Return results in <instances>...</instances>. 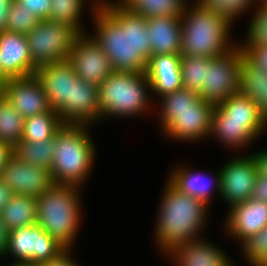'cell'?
I'll list each match as a JSON object with an SVG mask.
<instances>
[{"label":"cell","instance_id":"obj_36","mask_svg":"<svg viewBox=\"0 0 267 266\" xmlns=\"http://www.w3.org/2000/svg\"><path fill=\"white\" fill-rule=\"evenodd\" d=\"M200 6L226 16L231 22L244 13L255 0H197Z\"/></svg>","mask_w":267,"mask_h":266},{"label":"cell","instance_id":"obj_5","mask_svg":"<svg viewBox=\"0 0 267 266\" xmlns=\"http://www.w3.org/2000/svg\"><path fill=\"white\" fill-rule=\"evenodd\" d=\"M79 186L53 184L36 198V224L70 250L80 221Z\"/></svg>","mask_w":267,"mask_h":266},{"label":"cell","instance_id":"obj_48","mask_svg":"<svg viewBox=\"0 0 267 266\" xmlns=\"http://www.w3.org/2000/svg\"><path fill=\"white\" fill-rule=\"evenodd\" d=\"M6 266H32L31 264H27V263H15L12 262V264H8Z\"/></svg>","mask_w":267,"mask_h":266},{"label":"cell","instance_id":"obj_25","mask_svg":"<svg viewBox=\"0 0 267 266\" xmlns=\"http://www.w3.org/2000/svg\"><path fill=\"white\" fill-rule=\"evenodd\" d=\"M169 183L179 192L184 193L190 197L203 201L207 206L210 205L211 199V185L207 174H197L187 168H177L176 171H171ZM207 176V177H206ZM209 181H208V180Z\"/></svg>","mask_w":267,"mask_h":266},{"label":"cell","instance_id":"obj_6","mask_svg":"<svg viewBox=\"0 0 267 266\" xmlns=\"http://www.w3.org/2000/svg\"><path fill=\"white\" fill-rule=\"evenodd\" d=\"M148 91L150 93L151 88L146 72L113 71L98 86L101 118L142 114L151 102Z\"/></svg>","mask_w":267,"mask_h":266},{"label":"cell","instance_id":"obj_10","mask_svg":"<svg viewBox=\"0 0 267 266\" xmlns=\"http://www.w3.org/2000/svg\"><path fill=\"white\" fill-rule=\"evenodd\" d=\"M34 75L48 97L49 104L64 124H71L72 83L78 78L68 60L39 66Z\"/></svg>","mask_w":267,"mask_h":266},{"label":"cell","instance_id":"obj_2","mask_svg":"<svg viewBox=\"0 0 267 266\" xmlns=\"http://www.w3.org/2000/svg\"><path fill=\"white\" fill-rule=\"evenodd\" d=\"M163 193L155 238L159 248L169 253L179 245L200 237L208 208L203 201L179 192L169 182Z\"/></svg>","mask_w":267,"mask_h":266},{"label":"cell","instance_id":"obj_45","mask_svg":"<svg viewBox=\"0 0 267 266\" xmlns=\"http://www.w3.org/2000/svg\"><path fill=\"white\" fill-rule=\"evenodd\" d=\"M13 0H0V33L6 31L7 13Z\"/></svg>","mask_w":267,"mask_h":266},{"label":"cell","instance_id":"obj_29","mask_svg":"<svg viewBox=\"0 0 267 266\" xmlns=\"http://www.w3.org/2000/svg\"><path fill=\"white\" fill-rule=\"evenodd\" d=\"M55 148V137L42 143L21 140L13 147V154L20 160L26 161L31 165L50 170Z\"/></svg>","mask_w":267,"mask_h":266},{"label":"cell","instance_id":"obj_15","mask_svg":"<svg viewBox=\"0 0 267 266\" xmlns=\"http://www.w3.org/2000/svg\"><path fill=\"white\" fill-rule=\"evenodd\" d=\"M1 93L24 119L52 110L35 75L7 79Z\"/></svg>","mask_w":267,"mask_h":266},{"label":"cell","instance_id":"obj_34","mask_svg":"<svg viewBox=\"0 0 267 266\" xmlns=\"http://www.w3.org/2000/svg\"><path fill=\"white\" fill-rule=\"evenodd\" d=\"M241 244L250 266H264L267 263V226Z\"/></svg>","mask_w":267,"mask_h":266},{"label":"cell","instance_id":"obj_20","mask_svg":"<svg viewBox=\"0 0 267 266\" xmlns=\"http://www.w3.org/2000/svg\"><path fill=\"white\" fill-rule=\"evenodd\" d=\"M180 59L173 54L151 56L146 69L151 92L161 97L183 88Z\"/></svg>","mask_w":267,"mask_h":266},{"label":"cell","instance_id":"obj_39","mask_svg":"<svg viewBox=\"0 0 267 266\" xmlns=\"http://www.w3.org/2000/svg\"><path fill=\"white\" fill-rule=\"evenodd\" d=\"M20 5L24 6L25 9L34 13L37 18L42 20H48L49 11L51 7V0H15Z\"/></svg>","mask_w":267,"mask_h":266},{"label":"cell","instance_id":"obj_8","mask_svg":"<svg viewBox=\"0 0 267 266\" xmlns=\"http://www.w3.org/2000/svg\"><path fill=\"white\" fill-rule=\"evenodd\" d=\"M67 249L38 224L23 226L9 232L4 255H14L15 263L37 266L56 259Z\"/></svg>","mask_w":267,"mask_h":266},{"label":"cell","instance_id":"obj_49","mask_svg":"<svg viewBox=\"0 0 267 266\" xmlns=\"http://www.w3.org/2000/svg\"><path fill=\"white\" fill-rule=\"evenodd\" d=\"M255 1H259L258 3H260L259 5H267V0H255Z\"/></svg>","mask_w":267,"mask_h":266},{"label":"cell","instance_id":"obj_13","mask_svg":"<svg viewBox=\"0 0 267 266\" xmlns=\"http://www.w3.org/2000/svg\"><path fill=\"white\" fill-rule=\"evenodd\" d=\"M85 33L76 39L68 61L78 78L99 86L113 70L103 49Z\"/></svg>","mask_w":267,"mask_h":266},{"label":"cell","instance_id":"obj_18","mask_svg":"<svg viewBox=\"0 0 267 266\" xmlns=\"http://www.w3.org/2000/svg\"><path fill=\"white\" fill-rule=\"evenodd\" d=\"M214 112L224 122L244 123L257 137L267 126V118L250 98L240 92L215 105Z\"/></svg>","mask_w":267,"mask_h":266},{"label":"cell","instance_id":"obj_47","mask_svg":"<svg viewBox=\"0 0 267 266\" xmlns=\"http://www.w3.org/2000/svg\"><path fill=\"white\" fill-rule=\"evenodd\" d=\"M6 81H7V79L0 72V89L3 88V86L5 85Z\"/></svg>","mask_w":267,"mask_h":266},{"label":"cell","instance_id":"obj_27","mask_svg":"<svg viewBox=\"0 0 267 266\" xmlns=\"http://www.w3.org/2000/svg\"><path fill=\"white\" fill-rule=\"evenodd\" d=\"M64 125L55 110L28 117L24 121V130L21 140L33 143H42L55 137L58 130Z\"/></svg>","mask_w":267,"mask_h":266},{"label":"cell","instance_id":"obj_19","mask_svg":"<svg viewBox=\"0 0 267 266\" xmlns=\"http://www.w3.org/2000/svg\"><path fill=\"white\" fill-rule=\"evenodd\" d=\"M146 32L154 55H181V17H152L147 19Z\"/></svg>","mask_w":267,"mask_h":266},{"label":"cell","instance_id":"obj_3","mask_svg":"<svg viewBox=\"0 0 267 266\" xmlns=\"http://www.w3.org/2000/svg\"><path fill=\"white\" fill-rule=\"evenodd\" d=\"M194 4H187L181 16V56L214 58L232 50L235 46L229 43L228 37L232 22L196 1Z\"/></svg>","mask_w":267,"mask_h":266},{"label":"cell","instance_id":"obj_21","mask_svg":"<svg viewBox=\"0 0 267 266\" xmlns=\"http://www.w3.org/2000/svg\"><path fill=\"white\" fill-rule=\"evenodd\" d=\"M167 254L177 260V266H234L215 244L201 239L181 244Z\"/></svg>","mask_w":267,"mask_h":266},{"label":"cell","instance_id":"obj_11","mask_svg":"<svg viewBox=\"0 0 267 266\" xmlns=\"http://www.w3.org/2000/svg\"><path fill=\"white\" fill-rule=\"evenodd\" d=\"M214 108L215 104L201 99L188 110L160 112L161 128L172 139L198 141L211 135Z\"/></svg>","mask_w":267,"mask_h":266},{"label":"cell","instance_id":"obj_33","mask_svg":"<svg viewBox=\"0 0 267 266\" xmlns=\"http://www.w3.org/2000/svg\"><path fill=\"white\" fill-rule=\"evenodd\" d=\"M40 20L34 13H31L24 6L12 1L7 13L6 31L27 35L32 31Z\"/></svg>","mask_w":267,"mask_h":266},{"label":"cell","instance_id":"obj_14","mask_svg":"<svg viewBox=\"0 0 267 266\" xmlns=\"http://www.w3.org/2000/svg\"><path fill=\"white\" fill-rule=\"evenodd\" d=\"M0 178L13 194L38 198L53 184L50 170L31 165L14 154L3 168Z\"/></svg>","mask_w":267,"mask_h":266},{"label":"cell","instance_id":"obj_7","mask_svg":"<svg viewBox=\"0 0 267 266\" xmlns=\"http://www.w3.org/2000/svg\"><path fill=\"white\" fill-rule=\"evenodd\" d=\"M81 34L72 26L42 20L27 35L32 63L39 66L68 60L71 48Z\"/></svg>","mask_w":267,"mask_h":266},{"label":"cell","instance_id":"obj_46","mask_svg":"<svg viewBox=\"0 0 267 266\" xmlns=\"http://www.w3.org/2000/svg\"><path fill=\"white\" fill-rule=\"evenodd\" d=\"M9 232H10L9 229L3 223V221L0 217V256H3V254L7 248Z\"/></svg>","mask_w":267,"mask_h":266},{"label":"cell","instance_id":"obj_4","mask_svg":"<svg viewBox=\"0 0 267 266\" xmlns=\"http://www.w3.org/2000/svg\"><path fill=\"white\" fill-rule=\"evenodd\" d=\"M87 124H64L55 134L56 148L50 168L54 184L81 186L95 159Z\"/></svg>","mask_w":267,"mask_h":266},{"label":"cell","instance_id":"obj_35","mask_svg":"<svg viewBox=\"0 0 267 266\" xmlns=\"http://www.w3.org/2000/svg\"><path fill=\"white\" fill-rule=\"evenodd\" d=\"M161 98V112L184 111L194 107L202 98L194 91L180 89Z\"/></svg>","mask_w":267,"mask_h":266},{"label":"cell","instance_id":"obj_23","mask_svg":"<svg viewBox=\"0 0 267 266\" xmlns=\"http://www.w3.org/2000/svg\"><path fill=\"white\" fill-rule=\"evenodd\" d=\"M239 92L250 98L267 118V72L254 67L244 56L240 66Z\"/></svg>","mask_w":267,"mask_h":266},{"label":"cell","instance_id":"obj_37","mask_svg":"<svg viewBox=\"0 0 267 266\" xmlns=\"http://www.w3.org/2000/svg\"><path fill=\"white\" fill-rule=\"evenodd\" d=\"M257 6L243 45H267V5Z\"/></svg>","mask_w":267,"mask_h":266},{"label":"cell","instance_id":"obj_32","mask_svg":"<svg viewBox=\"0 0 267 266\" xmlns=\"http://www.w3.org/2000/svg\"><path fill=\"white\" fill-rule=\"evenodd\" d=\"M85 0H51L48 20L74 27L83 34L81 14Z\"/></svg>","mask_w":267,"mask_h":266},{"label":"cell","instance_id":"obj_28","mask_svg":"<svg viewBox=\"0 0 267 266\" xmlns=\"http://www.w3.org/2000/svg\"><path fill=\"white\" fill-rule=\"evenodd\" d=\"M210 134L230 148L244 147L257 137L244 123L224 122L214 111Z\"/></svg>","mask_w":267,"mask_h":266},{"label":"cell","instance_id":"obj_38","mask_svg":"<svg viewBox=\"0 0 267 266\" xmlns=\"http://www.w3.org/2000/svg\"><path fill=\"white\" fill-rule=\"evenodd\" d=\"M243 56L256 68L267 72V45H241Z\"/></svg>","mask_w":267,"mask_h":266},{"label":"cell","instance_id":"obj_26","mask_svg":"<svg viewBox=\"0 0 267 266\" xmlns=\"http://www.w3.org/2000/svg\"><path fill=\"white\" fill-rule=\"evenodd\" d=\"M127 10L143 16L145 19L152 17H181L186 0H118Z\"/></svg>","mask_w":267,"mask_h":266},{"label":"cell","instance_id":"obj_22","mask_svg":"<svg viewBox=\"0 0 267 266\" xmlns=\"http://www.w3.org/2000/svg\"><path fill=\"white\" fill-rule=\"evenodd\" d=\"M101 119L98 86L77 78L72 83L71 124H91Z\"/></svg>","mask_w":267,"mask_h":266},{"label":"cell","instance_id":"obj_43","mask_svg":"<svg viewBox=\"0 0 267 266\" xmlns=\"http://www.w3.org/2000/svg\"><path fill=\"white\" fill-rule=\"evenodd\" d=\"M252 156L255 158L258 173L267 178V150L256 152Z\"/></svg>","mask_w":267,"mask_h":266},{"label":"cell","instance_id":"obj_9","mask_svg":"<svg viewBox=\"0 0 267 266\" xmlns=\"http://www.w3.org/2000/svg\"><path fill=\"white\" fill-rule=\"evenodd\" d=\"M233 44L235 47L226 54L210 58L206 85H203L198 92L203 100L215 105L239 92L243 52L240 46Z\"/></svg>","mask_w":267,"mask_h":266},{"label":"cell","instance_id":"obj_12","mask_svg":"<svg viewBox=\"0 0 267 266\" xmlns=\"http://www.w3.org/2000/svg\"><path fill=\"white\" fill-rule=\"evenodd\" d=\"M248 156L235 157L225 163L215 177L216 190L230 206L251 198L258 170L255 158Z\"/></svg>","mask_w":267,"mask_h":266},{"label":"cell","instance_id":"obj_41","mask_svg":"<svg viewBox=\"0 0 267 266\" xmlns=\"http://www.w3.org/2000/svg\"><path fill=\"white\" fill-rule=\"evenodd\" d=\"M70 251L67 249L56 259L50 260L46 263L39 264L37 266H79L70 257Z\"/></svg>","mask_w":267,"mask_h":266},{"label":"cell","instance_id":"obj_24","mask_svg":"<svg viewBox=\"0 0 267 266\" xmlns=\"http://www.w3.org/2000/svg\"><path fill=\"white\" fill-rule=\"evenodd\" d=\"M36 198L14 194L0 212V217L9 231L36 224Z\"/></svg>","mask_w":267,"mask_h":266},{"label":"cell","instance_id":"obj_31","mask_svg":"<svg viewBox=\"0 0 267 266\" xmlns=\"http://www.w3.org/2000/svg\"><path fill=\"white\" fill-rule=\"evenodd\" d=\"M210 58L199 56H181L180 71L182 87L198 93L206 85L207 68Z\"/></svg>","mask_w":267,"mask_h":266},{"label":"cell","instance_id":"obj_40","mask_svg":"<svg viewBox=\"0 0 267 266\" xmlns=\"http://www.w3.org/2000/svg\"><path fill=\"white\" fill-rule=\"evenodd\" d=\"M251 199L267 202V178L258 173L255 184L251 191Z\"/></svg>","mask_w":267,"mask_h":266},{"label":"cell","instance_id":"obj_42","mask_svg":"<svg viewBox=\"0 0 267 266\" xmlns=\"http://www.w3.org/2000/svg\"><path fill=\"white\" fill-rule=\"evenodd\" d=\"M12 155L13 147L7 143H4L3 141H0V175Z\"/></svg>","mask_w":267,"mask_h":266},{"label":"cell","instance_id":"obj_44","mask_svg":"<svg viewBox=\"0 0 267 266\" xmlns=\"http://www.w3.org/2000/svg\"><path fill=\"white\" fill-rule=\"evenodd\" d=\"M12 190L0 178V212L13 196Z\"/></svg>","mask_w":267,"mask_h":266},{"label":"cell","instance_id":"obj_17","mask_svg":"<svg viewBox=\"0 0 267 266\" xmlns=\"http://www.w3.org/2000/svg\"><path fill=\"white\" fill-rule=\"evenodd\" d=\"M229 209L226 229L241 243L267 226V202L250 198Z\"/></svg>","mask_w":267,"mask_h":266},{"label":"cell","instance_id":"obj_16","mask_svg":"<svg viewBox=\"0 0 267 266\" xmlns=\"http://www.w3.org/2000/svg\"><path fill=\"white\" fill-rule=\"evenodd\" d=\"M37 67L32 63L25 35L3 31L0 33V72L6 79L34 75Z\"/></svg>","mask_w":267,"mask_h":266},{"label":"cell","instance_id":"obj_1","mask_svg":"<svg viewBox=\"0 0 267 266\" xmlns=\"http://www.w3.org/2000/svg\"><path fill=\"white\" fill-rule=\"evenodd\" d=\"M92 10L97 31L91 37L107 55L112 70L146 72L152 56L147 19L130 12L119 2L107 0L95 2Z\"/></svg>","mask_w":267,"mask_h":266},{"label":"cell","instance_id":"obj_30","mask_svg":"<svg viewBox=\"0 0 267 266\" xmlns=\"http://www.w3.org/2000/svg\"><path fill=\"white\" fill-rule=\"evenodd\" d=\"M25 119L7 100L0 94V141L14 147L21 141Z\"/></svg>","mask_w":267,"mask_h":266}]
</instances>
